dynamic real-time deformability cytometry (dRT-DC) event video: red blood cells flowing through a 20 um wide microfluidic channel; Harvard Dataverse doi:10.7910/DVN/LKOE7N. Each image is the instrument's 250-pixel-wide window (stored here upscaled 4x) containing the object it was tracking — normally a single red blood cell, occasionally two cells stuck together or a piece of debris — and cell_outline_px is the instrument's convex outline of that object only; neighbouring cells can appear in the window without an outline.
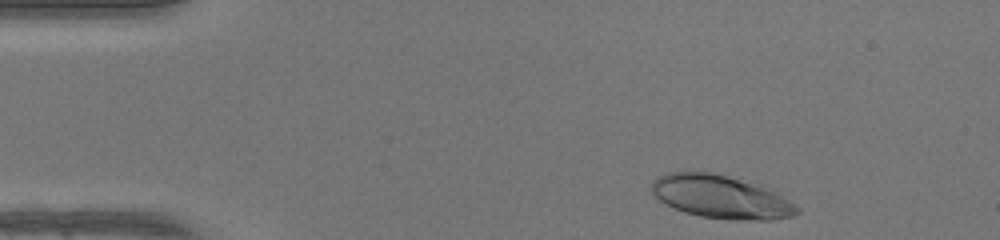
{"species": "human", "species_latin": "Homo sapiens", "temperature_condition": "warm", "stored_images_in_passage": 44, "camera_frame_rate_fps": 3000, "um_per_image_px": 0.085, "donor": {"sex": "female"}, "frame": {"image": 1, "passage_image": 2, "time_ms": 0.333, "image_size_px": [1000, 240], "cell_outline_px": [[800, 212], [792, 216], [772, 220], [736, 220], [700, 216], [684, 212], [660, 200], [652, 192], [652, 180], [668, 172], [696, 168], [764, 184], [796, 204], [800, 208]], "centroid_in_image_um": [61.32, 16.68], "position_along_channel_um": 23.7, "area_um2": 37.57}}
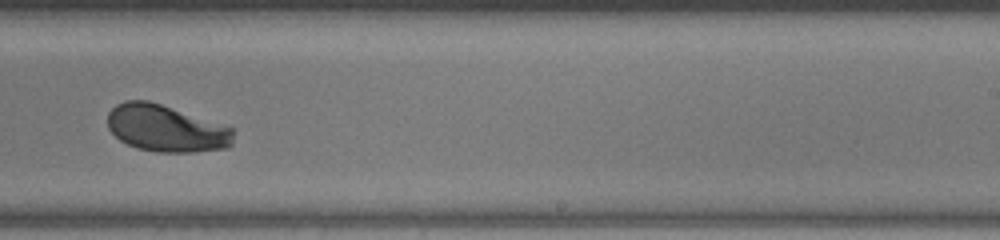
{"frame": {"image": 2, "passage_image": 26, "time_ms": 8.333, "image_size_px": [1000, 240], "cell_outline_px": [[232, 144], [228, 148], [196, 152], [156, 152], [136, 148], [120, 140], [108, 128], [108, 112], [116, 104], [124, 100], [148, 100], [232, 128]], "centroid_in_image_um": [14.07, 10.92], "position_along_channel_um": 274.9, "area_um2": 34.1}}
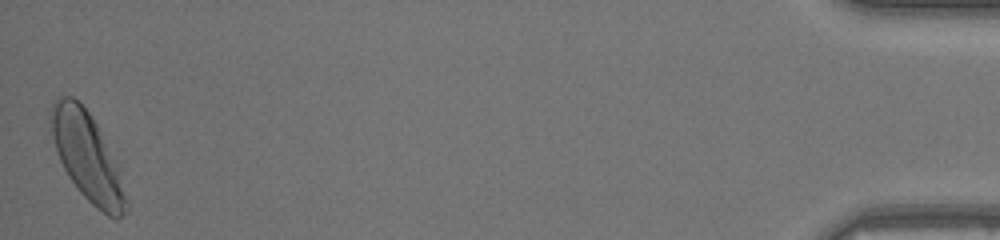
{"frame": {"image": 3, "passage_image": 44, "time_ms": 14.333, "image_size_px": [1000, 240], "cell_outline_px": [[128, 208], [116, 220], [108, 216], [96, 208], [80, 192], [68, 176], [56, 152], [48, 120], [48, 108], [52, 100], [60, 96], [72, 96], [88, 112], [96, 124], [120, 164], [128, 204]], "centroid_in_image_um": [7.41, 13.3], "position_along_channel_um": 427.8, "area_um2": 39.25}, "authors_computed_cell_mechanics": {"area_um2": 35.258, "velocity_mm_per_s": 4.1711, "shape_relaxation_time_tau1_ms": 3.2517, "shape_relaxation_time_tau2_ms": null, "deformation_change_tau1": 0.1841, "deformation_change_tau2": null}}